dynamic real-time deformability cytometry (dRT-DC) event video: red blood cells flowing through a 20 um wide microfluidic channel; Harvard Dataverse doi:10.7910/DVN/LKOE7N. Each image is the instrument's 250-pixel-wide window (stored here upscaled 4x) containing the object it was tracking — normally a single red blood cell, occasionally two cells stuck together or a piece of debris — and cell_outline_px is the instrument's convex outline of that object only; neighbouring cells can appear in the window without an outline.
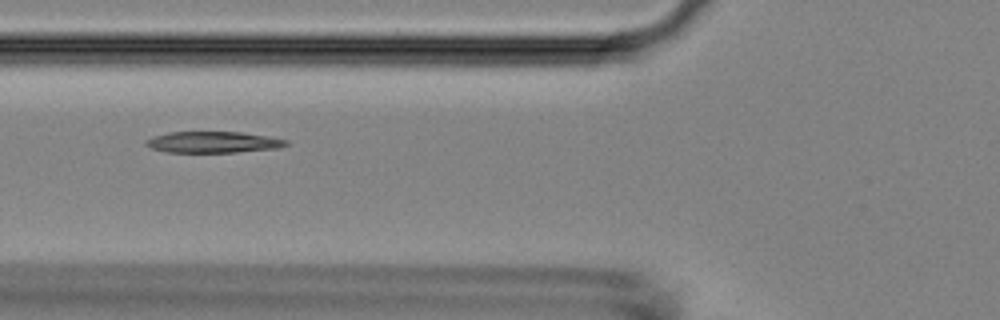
{"species": "Egyptian fruit bat (a non-hibernating species)", "species_latin": "Rousettus aegyptiacus", "temperature_condition": "room temperature", "stored_images_in_passage": 5, "camera_frame_rate_fps": 3000, "um_per_image_px": 0.085, "animal": {"sex": "female"}, "frame": {"image": 1, "passage_image": 5, "time_ms": 5.667, "image_size_px": [1000, 320], "cell_outline_px": [[288, 144], [280, 148], [236, 152], [168, 152], [152, 148], [144, 144], [144, 140], [152, 136], [168, 132], [240, 132], [268, 136], [288, 140]], "centroid_in_image_um": [18.1, 12.08], "position_along_channel_um": 107.7, "area_um2": 17.4}}